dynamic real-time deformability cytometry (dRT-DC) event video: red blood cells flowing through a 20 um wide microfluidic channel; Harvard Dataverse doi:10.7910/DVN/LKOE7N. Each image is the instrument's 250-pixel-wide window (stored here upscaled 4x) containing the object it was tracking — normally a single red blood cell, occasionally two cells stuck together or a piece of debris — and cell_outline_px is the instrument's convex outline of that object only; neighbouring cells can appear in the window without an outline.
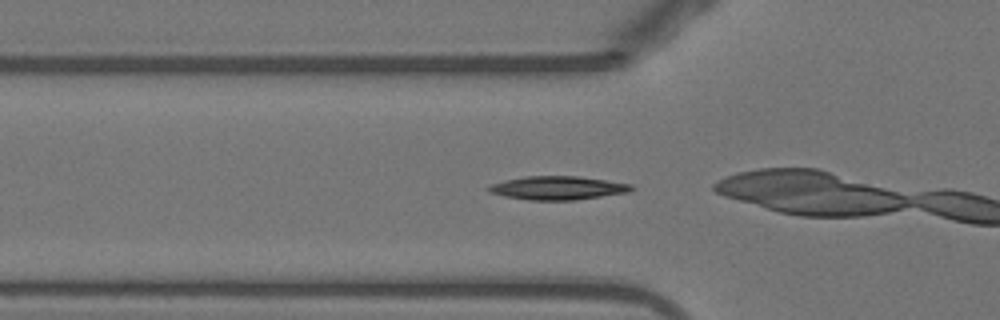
{"species": "Egyptian fruit bat (a non-hibernating species)", "species_latin": "Rousettus aegyptiacus", "temperature_condition": "warm", "stored_images_in_passage": 11, "camera_frame_rate_fps": 3000, "um_per_image_px": 0.085, "animal": {"sex": "female"}, "frame": {"image": 1, "passage_image": 10, "time_ms": 3.0, "image_size_px": [1000, 320], "cell_outline_px": [[636, 188], [628, 192], [576, 200], [528, 200], [504, 196], [488, 192], [484, 188], [492, 184], [504, 180], [524, 176], [576, 176], [632, 184]], "centroid_in_image_um": [47.37, 15.98], "position_along_channel_um": 78.4, "area_um2": 19.65}}